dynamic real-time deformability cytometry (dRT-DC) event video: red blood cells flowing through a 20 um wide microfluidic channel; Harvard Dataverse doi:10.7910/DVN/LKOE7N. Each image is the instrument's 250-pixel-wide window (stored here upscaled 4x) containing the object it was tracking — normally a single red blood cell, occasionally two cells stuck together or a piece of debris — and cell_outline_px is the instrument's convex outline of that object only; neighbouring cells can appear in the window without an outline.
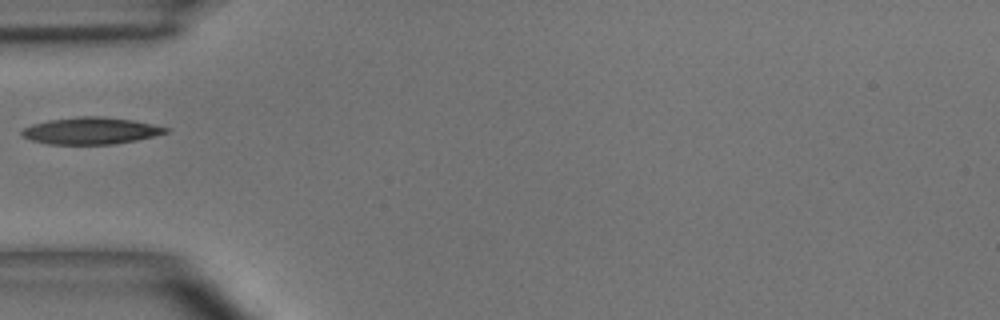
{"species": "common noctule bat (a hibernating species)", "species_latin": "Nyctalus noctula", "temperature_condition": "room temperature", "stored_images_in_passage": 5, "camera_frame_rate_fps": 3000, "um_per_image_px": 0.085, "animal": {"sex": "male", "body_mass_g": 15.6}, "frame": {"image": 1, "passage_image": 5, "time_ms": 5.667, "image_size_px": [1000, 320], "cell_outline_px": [[172, 128], [168, 132], [156, 136], [116, 144], [48, 144], [32, 140], [20, 136], [20, 132], [24, 128], [32, 124], [48, 120], [76, 116], [100, 116], [132, 120]], "centroid_in_image_um": [7.73, 11.11], "position_along_channel_um": 77.3, "area_um2": 22.72}}